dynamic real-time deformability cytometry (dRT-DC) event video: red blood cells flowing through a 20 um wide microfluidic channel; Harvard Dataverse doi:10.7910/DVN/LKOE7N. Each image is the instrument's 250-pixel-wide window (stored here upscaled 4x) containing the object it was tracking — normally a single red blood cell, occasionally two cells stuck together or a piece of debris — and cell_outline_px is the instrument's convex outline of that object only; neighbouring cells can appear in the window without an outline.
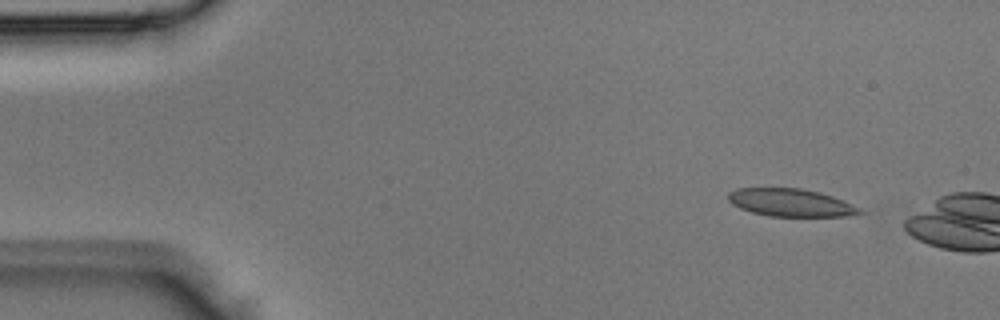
{"species": "Egyptian fruit bat (a non-hibernating species)", "species_latin": "Rousettus aegyptiacus", "temperature_condition": "room temperature", "stored_images_in_passage": 2, "camera_frame_rate_fps": 3000, "um_per_image_px": 0.085, "animal": {"sex": "male"}, "frame": {"image": 1, "passage_image": 1, "time_ms": 0.0, "image_size_px": [1000, 320], "cell_outline_px": [[864, 212], [848, 216], [768, 216], [752, 212], [740, 208], [732, 204], [728, 200], [728, 192], [736, 188], [800, 188], [820, 192], [844, 200], [860, 208]], "centroid_in_image_um": [67.2, 17.22], "position_along_channel_um": 17.8, "area_um2": 21.27}}